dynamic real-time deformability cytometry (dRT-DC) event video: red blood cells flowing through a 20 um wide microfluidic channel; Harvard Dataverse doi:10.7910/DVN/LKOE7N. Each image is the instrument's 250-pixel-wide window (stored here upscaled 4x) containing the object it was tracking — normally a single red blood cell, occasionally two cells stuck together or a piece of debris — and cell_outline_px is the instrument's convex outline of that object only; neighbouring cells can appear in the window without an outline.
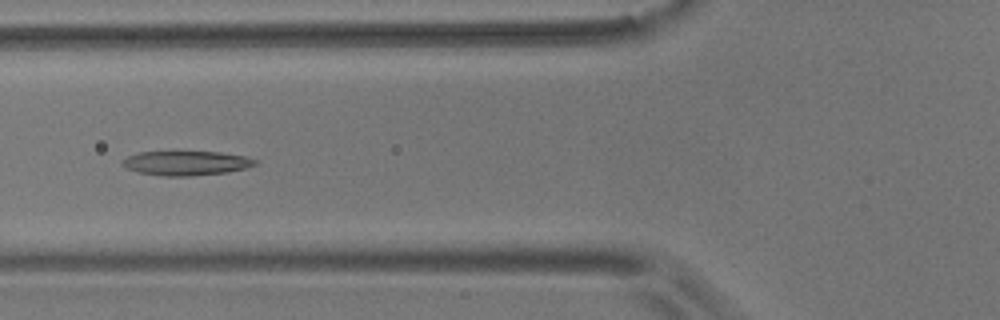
{"species": "common noctule bat (a hibernating species)", "species_latin": "Nyctalus noctula", "temperature_condition": "room temperature", "stored_images_in_passage": 24, "camera_frame_rate_fps": 3000, "um_per_image_px": 0.085, "animal": {"sex": "male", "body_mass_g": 17.9}, "frame": {"image": 1, "passage_image": 8, "time_ms": 2.333, "image_size_px": [1000, 320], "cell_outline_px": [[260, 160], [256, 164], [244, 168], [228, 172], [188, 176], [160, 176], [140, 172], [128, 168], [120, 164], [120, 160], [128, 156], [140, 152], [220, 152], [244, 156]], "centroid_in_image_um": [15.82, 13.86], "position_along_channel_um": 110.0, "area_um2": 18.79}}
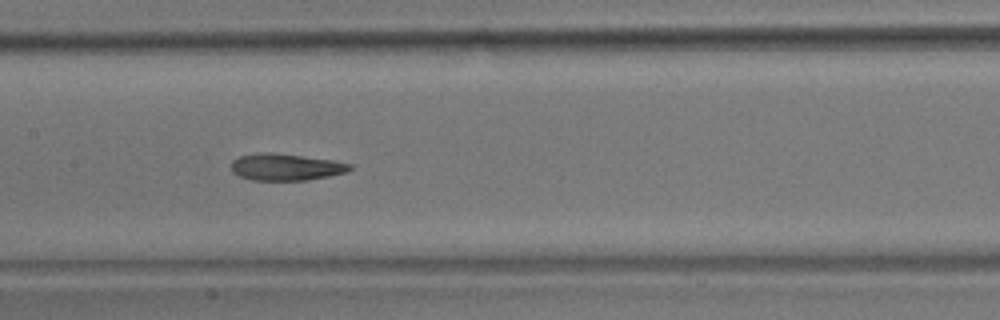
{"frame": {"image": 2, "passage_image": 14, "time_ms": 4.333, "image_size_px": [1000, 320], "cell_outline_px": [[352, 168], [348, 172], [308, 180], [252, 180], [240, 176], [232, 172], [232, 160], [240, 156], [268, 152], [332, 160], [352, 164]], "centroid_in_image_um": [24.31, 14.21], "position_along_channel_um": 183.1, "area_um2": 18.26}}
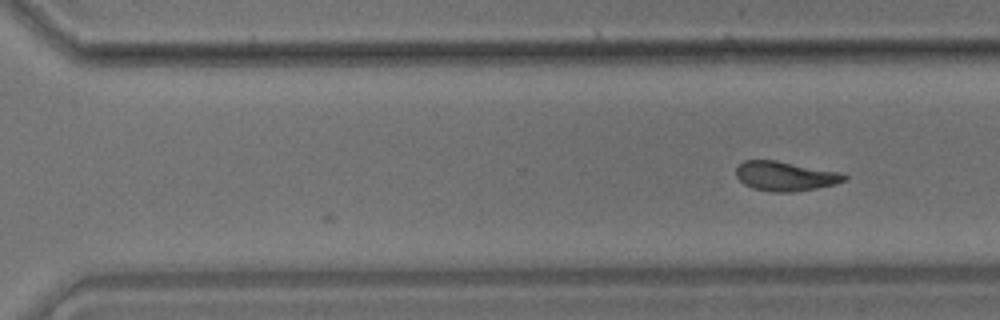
{"frame": {"image": 3, "passage_image": 24, "time_ms": 7.667, "image_size_px": [1000, 320], "cell_outline_px": [[848, 180], [836, 184], [816, 188], [792, 192], [772, 192], [752, 188], [744, 184], [736, 176], [736, 168], [744, 160], [776, 160], [844, 172], [848, 176]], "centroid_in_image_um": [66.81, 14.96], "position_along_channel_um": 303.8, "area_um2": 18.9}}